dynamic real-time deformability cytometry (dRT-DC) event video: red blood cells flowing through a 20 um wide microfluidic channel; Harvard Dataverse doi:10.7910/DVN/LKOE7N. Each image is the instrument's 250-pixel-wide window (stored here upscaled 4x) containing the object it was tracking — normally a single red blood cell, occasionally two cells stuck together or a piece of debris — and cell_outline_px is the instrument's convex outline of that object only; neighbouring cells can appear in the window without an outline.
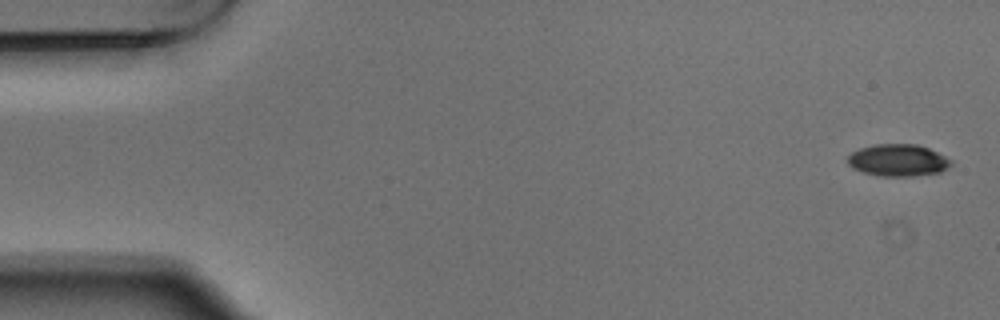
{"species": "Egyptian fruit bat (a non-hibernating species)", "species_latin": "Rousettus aegyptiacus", "temperature_condition": "warm", "stored_images_in_passage": 6, "segment_of_instrument_passage": [1, 2], "camera_frame_rate_fps": 3000, "um_per_image_px": 0.085, "animal": {"sex": "male"}, "frame": {"image": 1, "passage_image": 1, "time_ms": 0.0, "image_size_px": [1000, 320], "cell_outline_px": [[952, 164], [948, 168], [940, 172], [912, 176], [880, 176], [864, 172], [852, 168], [848, 164], [848, 156], [852, 152], [860, 148], [876, 144], [916, 144], [928, 148], [952, 160]], "centroid_in_image_um": [76.33, 13.62], "position_along_channel_um": 8.7, "area_um2": 19.19}}
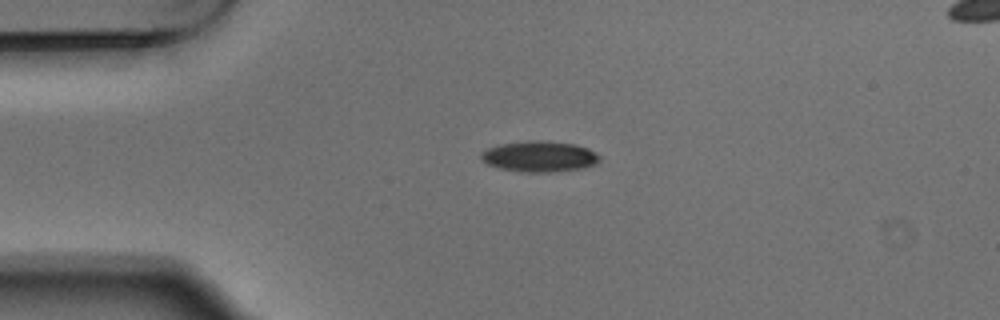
{"frame": {"image": 2, "passage_image": 4, "time_ms": 1.0, "image_size_px": [1000, 320], "cell_outline_px": [[600, 160], [596, 164], [584, 168], [552, 172], [528, 172], [500, 168], [488, 164], [480, 160], [480, 152], [496, 144], [528, 140], [540, 140], [576, 144], [588, 148], [596, 152], [600, 156]], "centroid_in_image_um": [45.85, 13.28], "position_along_channel_um": 39.2, "area_um2": 21.56}}